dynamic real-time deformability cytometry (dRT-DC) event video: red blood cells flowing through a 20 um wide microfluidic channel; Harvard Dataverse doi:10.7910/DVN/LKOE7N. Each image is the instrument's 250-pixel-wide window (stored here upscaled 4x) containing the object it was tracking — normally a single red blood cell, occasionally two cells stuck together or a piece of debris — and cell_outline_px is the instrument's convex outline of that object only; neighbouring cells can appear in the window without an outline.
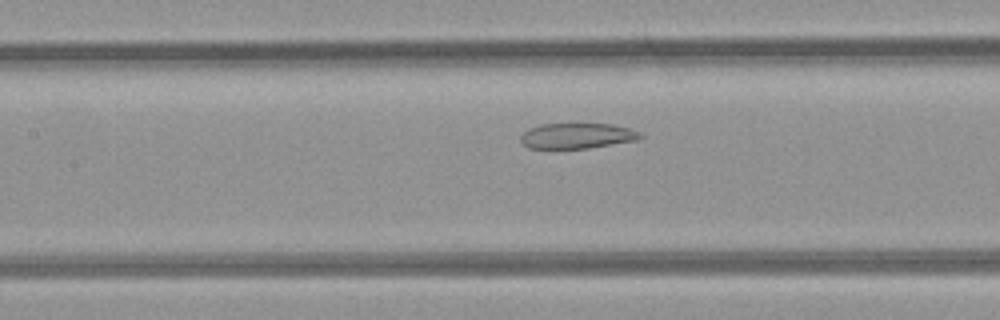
{"species": "common noctule bat (a hibernating species)", "species_latin": "Nyctalus noctula", "temperature_condition": "room temperature", "stored_images_in_passage": 35, "camera_frame_rate_fps": 3000, "um_per_image_px": 0.085, "animal": {"sex": "female", "body_mass_g": 21.9}, "frame": {"image": 1, "passage_image": 14, "time_ms": 4.333, "image_size_px": [1000, 320], "cell_outline_px": [[644, 136], [636, 140], [588, 148], [528, 148], [520, 140], [520, 136], [528, 128], [540, 124], [568, 120], [612, 124], [628, 128], [640, 132]], "centroid_in_image_um": [49.01, 11.48], "position_along_channel_um": 158.4, "area_um2": 18.67}}
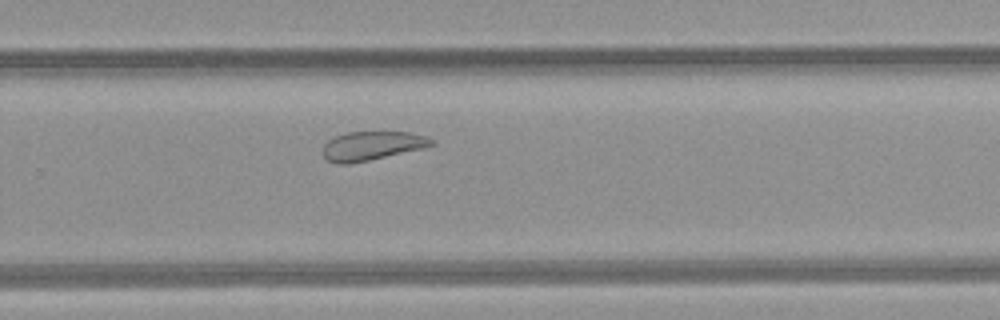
{"frame": {"image": 2, "passage_image": 24, "time_ms": 7.667, "image_size_px": [1000, 320], "cell_outline_px": [[436, 144], [424, 148], [368, 160], [348, 164], [336, 164], [328, 160], [320, 152], [324, 144], [328, 140], [336, 136], [348, 132], [408, 132], [428, 136]], "centroid_in_image_um": [31.59, 12.39], "position_along_channel_um": 298.2, "area_um2": 18.32}}
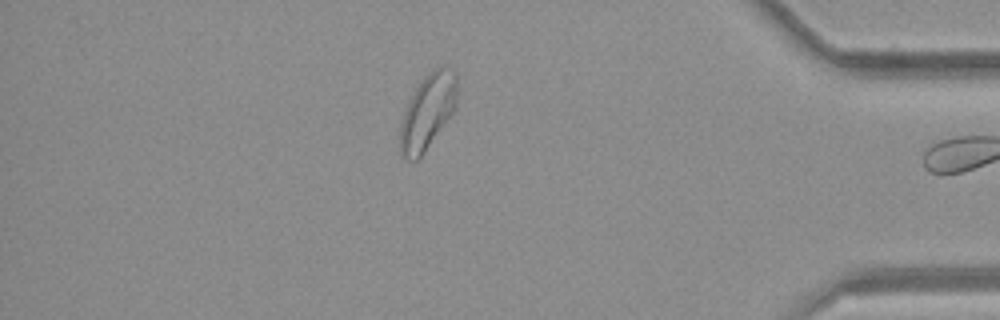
{"frame": {"image": 3, "passage_image": 34, "time_ms": 11.0, "image_size_px": [1000, 320], "cell_outline_px": [[456, 108], [420, 156], [416, 160], [412, 160], [400, 156], [400, 128], [404, 112], [408, 100], [412, 92], [424, 76], [428, 72], [440, 64], [444, 64], [452, 68], [456, 72]], "centroid_in_image_um": [36.35, 9.41], "position_along_channel_um": 398.9, "area_um2": 24.91}, "authors_computed_cell_mechanics": {"area_um2": 20.4034, "velocity_mm_per_s": 4.213, "shape_relaxation_time_tau1_ms": null, "shape_relaxation_time_tau2_ms": 1.5167, "deformation_change_tau1": null, "deformation_change_tau2": 0.0733}}